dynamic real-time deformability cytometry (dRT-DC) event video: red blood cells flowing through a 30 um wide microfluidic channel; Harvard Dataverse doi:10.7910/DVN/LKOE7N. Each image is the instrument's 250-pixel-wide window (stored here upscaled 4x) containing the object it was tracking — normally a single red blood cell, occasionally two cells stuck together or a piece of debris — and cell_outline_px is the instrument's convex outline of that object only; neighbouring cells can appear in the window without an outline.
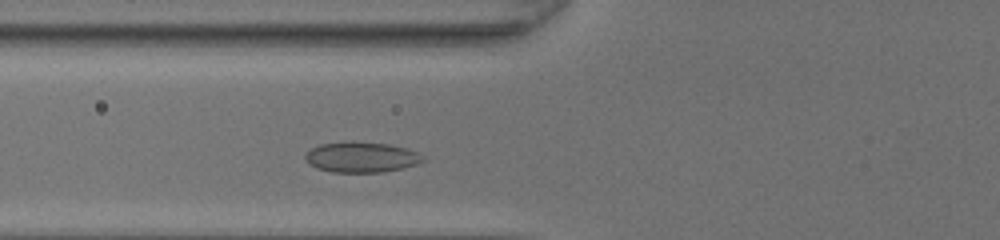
{"species": "common noctule bat (a hibernating species)", "species_latin": "Nyctalus noctula", "temperature_condition": "room temperature", "stored_images_in_passage": 32, "camera_frame_rate_fps": 3000, "um_per_image_px": 0.085, "animal": {"sex": "female", "body_mass_g": 20.0, "forearm_length_mm": 54.0}, "frame": {"image": 1, "passage_image": 8, "time_ms": 2.333, "image_size_px": [1000, 240], "cell_outline_px": [[428, 160], [404, 168], [384, 172], [332, 172], [316, 168], [308, 164], [304, 160], [304, 156], [312, 148], [320, 144], [352, 140], [388, 144], [408, 148], [420, 152]], "centroid_in_image_um": [30.75, 13.35], "position_along_channel_um": 95.0, "area_um2": 21.44}}
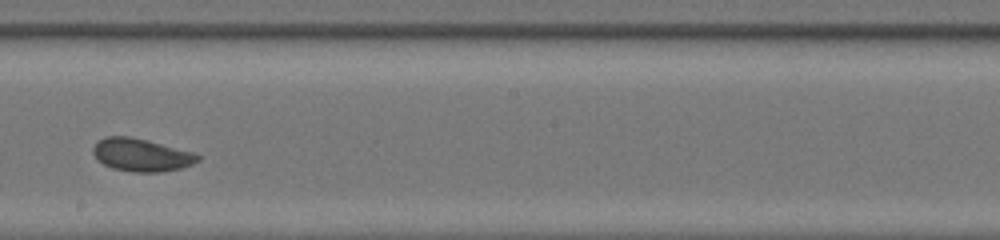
{"frame": {"image": 2, "passage_image": 18, "time_ms": 5.667, "image_size_px": [1000, 240], "cell_outline_px": [[200, 160], [192, 164], [180, 168], [160, 172], [132, 172], [112, 168], [96, 160], [92, 152], [92, 148], [104, 136], [128, 136], [148, 140], [196, 152], [200, 156]], "centroid_in_image_um": [12.02, 13.16], "position_along_channel_um": 236.2, "area_um2": 20.23}}
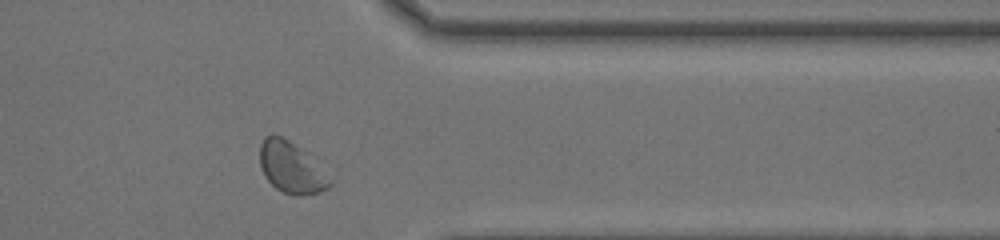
{"frame": {"image": 3, "passage_image": 29, "time_ms": 9.333, "image_size_px": [1000, 240], "cell_outline_px": [[332, 184], [328, 188], [316, 192], [300, 196], [292, 196], [276, 188], [264, 176], [260, 164], [260, 144], [264, 136], [272, 132], [288, 140], [304, 152], [332, 180]], "centroid_in_image_um": [24.7, 14.24], "position_along_channel_um": 386.7, "area_um2": 20.52}, "authors_computed_cell_mechanics": {"area_um2": 20.3745, "velocity_mm_per_s": 4.2218, "shape_relaxation_time_tau1_ms": 4.0, "shape_relaxation_time_tau2_ms": 0.8605, "deformation_change_tau1": 0.0894, "deformation_change_tau2": 0.0552}}